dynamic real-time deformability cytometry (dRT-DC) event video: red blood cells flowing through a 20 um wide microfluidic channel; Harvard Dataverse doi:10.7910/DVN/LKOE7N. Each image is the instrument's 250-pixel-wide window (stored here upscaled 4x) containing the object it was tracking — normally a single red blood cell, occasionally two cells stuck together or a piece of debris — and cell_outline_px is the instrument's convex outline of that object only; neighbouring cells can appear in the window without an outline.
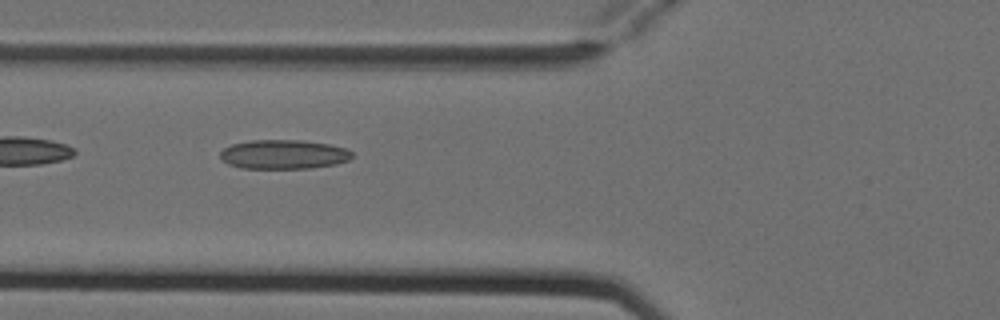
{"species": "Egyptian fruit bat (a non-hibernating species)", "species_latin": "Rousettus aegyptiacus", "temperature_condition": "cold", "stored_images_in_passage": 6, "camera_frame_rate_fps": 3000, "um_per_image_px": 0.085, "animal": {"sex": "female"}, "frame": {"image": 1, "passage_image": 6, "time_ms": 1.667, "image_size_px": [1000, 320], "cell_outline_px": [[352, 156], [348, 160], [336, 164], [312, 168], [240, 168], [228, 164], [220, 156], [220, 152], [224, 148], [232, 144], [252, 140], [304, 140], [328, 144], [344, 148], [352, 152]], "centroid_in_image_um": [24.1, 13.12], "position_along_channel_um": 101.7, "area_um2": 22.37}}